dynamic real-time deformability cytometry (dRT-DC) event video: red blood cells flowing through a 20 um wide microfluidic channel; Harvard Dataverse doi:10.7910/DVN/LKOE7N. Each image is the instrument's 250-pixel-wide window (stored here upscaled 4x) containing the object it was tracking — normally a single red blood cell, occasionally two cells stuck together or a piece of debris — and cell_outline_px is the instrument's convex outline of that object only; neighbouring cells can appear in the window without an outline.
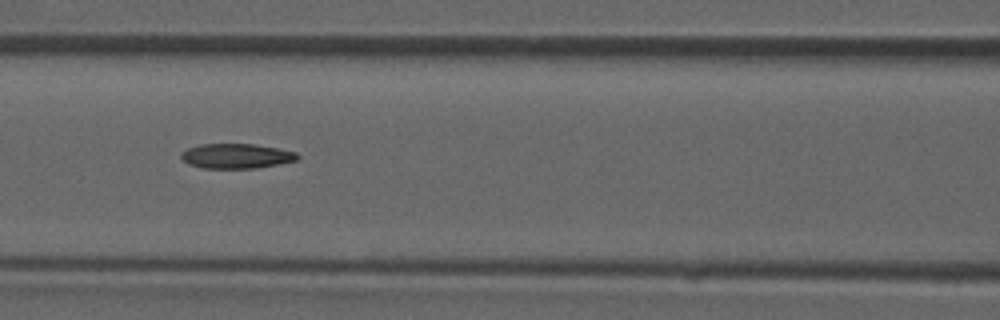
{"species": "common noctule bat (a hibernating species)", "species_latin": "Nyctalus noctula", "temperature_condition": "room temperature", "stored_images_in_passage": 46, "camera_frame_rate_fps": 3000, "um_per_image_px": 0.085, "animal": {"sex": "male", "forearm_length_mm": 52.5}, "frame": {"image": 1, "passage_image": 20, "time_ms": 6.333, "image_size_px": [1000, 320], "cell_outline_px": [[300, 156], [296, 160], [256, 168], [204, 168], [188, 164], [180, 156], [180, 152], [188, 148], [200, 144], [252, 144], [280, 148], [296, 152]], "centroid_in_image_um": [20.07, 13.25], "position_along_channel_um": 146.5, "area_um2": 16.76}}